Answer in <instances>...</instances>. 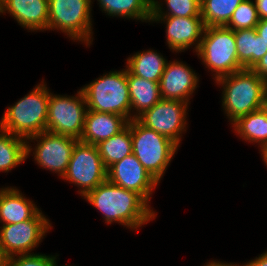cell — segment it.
Here are the masks:
<instances>
[{
    "mask_svg": "<svg viewBox=\"0 0 267 266\" xmlns=\"http://www.w3.org/2000/svg\"><path fill=\"white\" fill-rule=\"evenodd\" d=\"M261 153V157H262V161L266 164L265 166H267V146L262 148L261 150H259Z\"/></svg>",
    "mask_w": 267,
    "mask_h": 266,
    "instance_id": "d590c367",
    "label": "cell"
},
{
    "mask_svg": "<svg viewBox=\"0 0 267 266\" xmlns=\"http://www.w3.org/2000/svg\"><path fill=\"white\" fill-rule=\"evenodd\" d=\"M9 264V257L5 254L0 245V266H8Z\"/></svg>",
    "mask_w": 267,
    "mask_h": 266,
    "instance_id": "e575fe53",
    "label": "cell"
},
{
    "mask_svg": "<svg viewBox=\"0 0 267 266\" xmlns=\"http://www.w3.org/2000/svg\"><path fill=\"white\" fill-rule=\"evenodd\" d=\"M243 266H267V251L263 252L258 257L243 263Z\"/></svg>",
    "mask_w": 267,
    "mask_h": 266,
    "instance_id": "4dcf8cb0",
    "label": "cell"
},
{
    "mask_svg": "<svg viewBox=\"0 0 267 266\" xmlns=\"http://www.w3.org/2000/svg\"><path fill=\"white\" fill-rule=\"evenodd\" d=\"M257 8L253 0L242 1L232 14L231 19L225 26L231 30L256 28L259 22Z\"/></svg>",
    "mask_w": 267,
    "mask_h": 266,
    "instance_id": "83f0119b",
    "label": "cell"
},
{
    "mask_svg": "<svg viewBox=\"0 0 267 266\" xmlns=\"http://www.w3.org/2000/svg\"><path fill=\"white\" fill-rule=\"evenodd\" d=\"M26 159V139L0 129V172L8 173Z\"/></svg>",
    "mask_w": 267,
    "mask_h": 266,
    "instance_id": "d4e9b609",
    "label": "cell"
},
{
    "mask_svg": "<svg viewBox=\"0 0 267 266\" xmlns=\"http://www.w3.org/2000/svg\"><path fill=\"white\" fill-rule=\"evenodd\" d=\"M93 2L94 0H48V30L61 31L70 40L90 46L94 39L91 12Z\"/></svg>",
    "mask_w": 267,
    "mask_h": 266,
    "instance_id": "52a82bcc",
    "label": "cell"
},
{
    "mask_svg": "<svg viewBox=\"0 0 267 266\" xmlns=\"http://www.w3.org/2000/svg\"><path fill=\"white\" fill-rule=\"evenodd\" d=\"M196 54L214 81L243 69L238 61L234 30L225 26L205 27Z\"/></svg>",
    "mask_w": 267,
    "mask_h": 266,
    "instance_id": "8992f818",
    "label": "cell"
},
{
    "mask_svg": "<svg viewBox=\"0 0 267 266\" xmlns=\"http://www.w3.org/2000/svg\"><path fill=\"white\" fill-rule=\"evenodd\" d=\"M252 70L262 79L267 82V53L261 60L252 68Z\"/></svg>",
    "mask_w": 267,
    "mask_h": 266,
    "instance_id": "f546056e",
    "label": "cell"
},
{
    "mask_svg": "<svg viewBox=\"0 0 267 266\" xmlns=\"http://www.w3.org/2000/svg\"><path fill=\"white\" fill-rule=\"evenodd\" d=\"M50 93L46 82L41 81L27 95L7 107L0 120V129L24 139L46 131Z\"/></svg>",
    "mask_w": 267,
    "mask_h": 266,
    "instance_id": "3957f363",
    "label": "cell"
},
{
    "mask_svg": "<svg viewBox=\"0 0 267 266\" xmlns=\"http://www.w3.org/2000/svg\"><path fill=\"white\" fill-rule=\"evenodd\" d=\"M260 20L267 19V0H254Z\"/></svg>",
    "mask_w": 267,
    "mask_h": 266,
    "instance_id": "1f68e13d",
    "label": "cell"
},
{
    "mask_svg": "<svg viewBox=\"0 0 267 266\" xmlns=\"http://www.w3.org/2000/svg\"><path fill=\"white\" fill-rule=\"evenodd\" d=\"M222 87V107L231 124L239 117L263 108L267 94V82L252 69H242L218 78Z\"/></svg>",
    "mask_w": 267,
    "mask_h": 266,
    "instance_id": "7a4b0ae2",
    "label": "cell"
},
{
    "mask_svg": "<svg viewBox=\"0 0 267 266\" xmlns=\"http://www.w3.org/2000/svg\"><path fill=\"white\" fill-rule=\"evenodd\" d=\"M203 266H243L242 264L239 265V263H224L223 261H216V260H210L209 262L206 263V265L204 264Z\"/></svg>",
    "mask_w": 267,
    "mask_h": 266,
    "instance_id": "836d02e7",
    "label": "cell"
},
{
    "mask_svg": "<svg viewBox=\"0 0 267 266\" xmlns=\"http://www.w3.org/2000/svg\"><path fill=\"white\" fill-rule=\"evenodd\" d=\"M40 209L31 219L0 226V245L8 257L31 254L53 227Z\"/></svg>",
    "mask_w": 267,
    "mask_h": 266,
    "instance_id": "8fae6325",
    "label": "cell"
},
{
    "mask_svg": "<svg viewBox=\"0 0 267 266\" xmlns=\"http://www.w3.org/2000/svg\"><path fill=\"white\" fill-rule=\"evenodd\" d=\"M199 76L183 61H168L159 81L162 99L179 100L189 103L199 87Z\"/></svg>",
    "mask_w": 267,
    "mask_h": 266,
    "instance_id": "9a60e30c",
    "label": "cell"
},
{
    "mask_svg": "<svg viewBox=\"0 0 267 266\" xmlns=\"http://www.w3.org/2000/svg\"><path fill=\"white\" fill-rule=\"evenodd\" d=\"M107 180L124 189L139 193L148 203L159 185L133 153L107 169Z\"/></svg>",
    "mask_w": 267,
    "mask_h": 266,
    "instance_id": "4fadbf2b",
    "label": "cell"
},
{
    "mask_svg": "<svg viewBox=\"0 0 267 266\" xmlns=\"http://www.w3.org/2000/svg\"><path fill=\"white\" fill-rule=\"evenodd\" d=\"M167 59L157 50L135 52L127 58L126 68L138 77L159 82L165 70Z\"/></svg>",
    "mask_w": 267,
    "mask_h": 266,
    "instance_id": "44dd1931",
    "label": "cell"
},
{
    "mask_svg": "<svg viewBox=\"0 0 267 266\" xmlns=\"http://www.w3.org/2000/svg\"><path fill=\"white\" fill-rule=\"evenodd\" d=\"M87 110L81 89L74 96L50 93L46 131L80 140Z\"/></svg>",
    "mask_w": 267,
    "mask_h": 266,
    "instance_id": "ba28073f",
    "label": "cell"
},
{
    "mask_svg": "<svg viewBox=\"0 0 267 266\" xmlns=\"http://www.w3.org/2000/svg\"><path fill=\"white\" fill-rule=\"evenodd\" d=\"M56 255H46L41 253L19 254L9 257L8 266H56Z\"/></svg>",
    "mask_w": 267,
    "mask_h": 266,
    "instance_id": "f1b7e54d",
    "label": "cell"
},
{
    "mask_svg": "<svg viewBox=\"0 0 267 266\" xmlns=\"http://www.w3.org/2000/svg\"><path fill=\"white\" fill-rule=\"evenodd\" d=\"M128 120L120 115L87 110L84 129L79 141L97 145L121 132Z\"/></svg>",
    "mask_w": 267,
    "mask_h": 266,
    "instance_id": "e0dca14e",
    "label": "cell"
},
{
    "mask_svg": "<svg viewBox=\"0 0 267 266\" xmlns=\"http://www.w3.org/2000/svg\"><path fill=\"white\" fill-rule=\"evenodd\" d=\"M263 108L267 112V94H266V97H265V100H264Z\"/></svg>",
    "mask_w": 267,
    "mask_h": 266,
    "instance_id": "8d00e7d4",
    "label": "cell"
},
{
    "mask_svg": "<svg viewBox=\"0 0 267 266\" xmlns=\"http://www.w3.org/2000/svg\"><path fill=\"white\" fill-rule=\"evenodd\" d=\"M165 23L166 43L173 53L193 48L197 52L205 25L201 17H151V23Z\"/></svg>",
    "mask_w": 267,
    "mask_h": 266,
    "instance_id": "5bb4252c",
    "label": "cell"
},
{
    "mask_svg": "<svg viewBox=\"0 0 267 266\" xmlns=\"http://www.w3.org/2000/svg\"><path fill=\"white\" fill-rule=\"evenodd\" d=\"M40 208L16 186L0 188V223L15 224L31 219Z\"/></svg>",
    "mask_w": 267,
    "mask_h": 266,
    "instance_id": "ac0fdd59",
    "label": "cell"
},
{
    "mask_svg": "<svg viewBox=\"0 0 267 266\" xmlns=\"http://www.w3.org/2000/svg\"><path fill=\"white\" fill-rule=\"evenodd\" d=\"M32 141L37 142L35 146L33 145L34 148L30 143ZM78 141L73 137L44 131L26 139V158H29L32 152L38 166L55 172L62 179Z\"/></svg>",
    "mask_w": 267,
    "mask_h": 266,
    "instance_id": "30bf717a",
    "label": "cell"
},
{
    "mask_svg": "<svg viewBox=\"0 0 267 266\" xmlns=\"http://www.w3.org/2000/svg\"><path fill=\"white\" fill-rule=\"evenodd\" d=\"M6 13L28 32L48 31V0H1L0 14Z\"/></svg>",
    "mask_w": 267,
    "mask_h": 266,
    "instance_id": "2e32d148",
    "label": "cell"
},
{
    "mask_svg": "<svg viewBox=\"0 0 267 266\" xmlns=\"http://www.w3.org/2000/svg\"><path fill=\"white\" fill-rule=\"evenodd\" d=\"M96 146L106 169L132 154L131 120L121 132Z\"/></svg>",
    "mask_w": 267,
    "mask_h": 266,
    "instance_id": "cb8c5ba5",
    "label": "cell"
},
{
    "mask_svg": "<svg viewBox=\"0 0 267 266\" xmlns=\"http://www.w3.org/2000/svg\"><path fill=\"white\" fill-rule=\"evenodd\" d=\"M231 125L240 139L257 143L260 150L267 146V112L264 108L239 117Z\"/></svg>",
    "mask_w": 267,
    "mask_h": 266,
    "instance_id": "7402d4cb",
    "label": "cell"
},
{
    "mask_svg": "<svg viewBox=\"0 0 267 266\" xmlns=\"http://www.w3.org/2000/svg\"><path fill=\"white\" fill-rule=\"evenodd\" d=\"M242 1L244 0H201V18L205 27L226 26Z\"/></svg>",
    "mask_w": 267,
    "mask_h": 266,
    "instance_id": "484cf974",
    "label": "cell"
},
{
    "mask_svg": "<svg viewBox=\"0 0 267 266\" xmlns=\"http://www.w3.org/2000/svg\"><path fill=\"white\" fill-rule=\"evenodd\" d=\"M255 29L257 34L263 39L267 46V19L259 20Z\"/></svg>",
    "mask_w": 267,
    "mask_h": 266,
    "instance_id": "d6a6232c",
    "label": "cell"
},
{
    "mask_svg": "<svg viewBox=\"0 0 267 266\" xmlns=\"http://www.w3.org/2000/svg\"><path fill=\"white\" fill-rule=\"evenodd\" d=\"M127 81L131 101V120L137 119L162 99L159 82L133 75L128 69Z\"/></svg>",
    "mask_w": 267,
    "mask_h": 266,
    "instance_id": "d6986e66",
    "label": "cell"
},
{
    "mask_svg": "<svg viewBox=\"0 0 267 266\" xmlns=\"http://www.w3.org/2000/svg\"><path fill=\"white\" fill-rule=\"evenodd\" d=\"M62 179L77 186V192L82 198L99 184L105 182L107 169L97 146L78 141Z\"/></svg>",
    "mask_w": 267,
    "mask_h": 266,
    "instance_id": "9c48e42d",
    "label": "cell"
},
{
    "mask_svg": "<svg viewBox=\"0 0 267 266\" xmlns=\"http://www.w3.org/2000/svg\"><path fill=\"white\" fill-rule=\"evenodd\" d=\"M151 4V17H201V0H152Z\"/></svg>",
    "mask_w": 267,
    "mask_h": 266,
    "instance_id": "4316f807",
    "label": "cell"
},
{
    "mask_svg": "<svg viewBox=\"0 0 267 266\" xmlns=\"http://www.w3.org/2000/svg\"><path fill=\"white\" fill-rule=\"evenodd\" d=\"M103 13L108 16L151 22L152 0H97Z\"/></svg>",
    "mask_w": 267,
    "mask_h": 266,
    "instance_id": "603a6c76",
    "label": "cell"
},
{
    "mask_svg": "<svg viewBox=\"0 0 267 266\" xmlns=\"http://www.w3.org/2000/svg\"><path fill=\"white\" fill-rule=\"evenodd\" d=\"M133 154L160 183L179 146L168 137L142 125L137 119L131 120Z\"/></svg>",
    "mask_w": 267,
    "mask_h": 266,
    "instance_id": "5b68a950",
    "label": "cell"
},
{
    "mask_svg": "<svg viewBox=\"0 0 267 266\" xmlns=\"http://www.w3.org/2000/svg\"><path fill=\"white\" fill-rule=\"evenodd\" d=\"M188 104L179 100L161 99L137 120L180 146L182 134L187 131Z\"/></svg>",
    "mask_w": 267,
    "mask_h": 266,
    "instance_id": "7c38bea8",
    "label": "cell"
},
{
    "mask_svg": "<svg viewBox=\"0 0 267 266\" xmlns=\"http://www.w3.org/2000/svg\"><path fill=\"white\" fill-rule=\"evenodd\" d=\"M237 56L243 69H252L267 53V46L255 28L234 31Z\"/></svg>",
    "mask_w": 267,
    "mask_h": 266,
    "instance_id": "ffe728a7",
    "label": "cell"
},
{
    "mask_svg": "<svg viewBox=\"0 0 267 266\" xmlns=\"http://www.w3.org/2000/svg\"><path fill=\"white\" fill-rule=\"evenodd\" d=\"M84 94L87 109L113 113L131 120L127 68L104 73L80 88Z\"/></svg>",
    "mask_w": 267,
    "mask_h": 266,
    "instance_id": "277c9868",
    "label": "cell"
},
{
    "mask_svg": "<svg viewBox=\"0 0 267 266\" xmlns=\"http://www.w3.org/2000/svg\"><path fill=\"white\" fill-rule=\"evenodd\" d=\"M83 199L103 215L105 223L115 222L132 231H138L157 216L156 211L139 193L108 180L88 192Z\"/></svg>",
    "mask_w": 267,
    "mask_h": 266,
    "instance_id": "6da1fadb",
    "label": "cell"
}]
</instances>
